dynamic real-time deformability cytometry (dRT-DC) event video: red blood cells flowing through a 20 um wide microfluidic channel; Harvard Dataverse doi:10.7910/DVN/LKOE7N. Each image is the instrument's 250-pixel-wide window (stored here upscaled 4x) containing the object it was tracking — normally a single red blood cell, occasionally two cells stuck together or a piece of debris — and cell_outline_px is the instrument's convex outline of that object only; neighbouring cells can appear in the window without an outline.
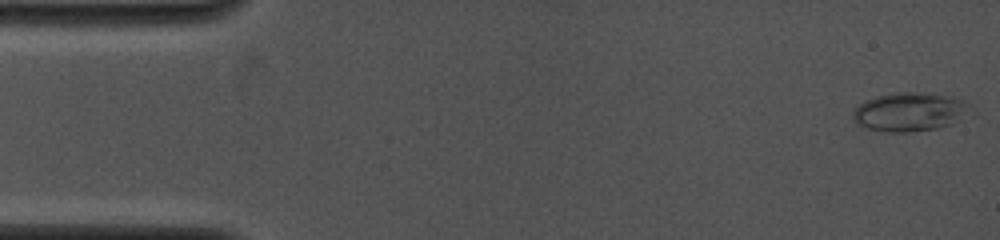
{"species": "common noctule bat (a hibernating species)", "species_latin": "Nyctalus noctula", "temperature_condition": "cold", "stored_images_in_passage": 10, "camera_frame_rate_fps": 4000, "um_per_image_px": 0.085, "animal": {"sex": "female", "body_mass_g": 19.0, "forearm_length_mm": 53.3}, "frame": {"image": 1, "passage_image": 1, "time_ms": 0.0, "image_size_px": [1000, 240], "cell_outline_px": [[968, 104], [948, 124], [936, 128], [908, 132], [888, 132], [868, 128], [860, 124], [852, 116], [852, 112], [864, 100], [876, 96], [896, 92], [932, 92], [952, 96]], "centroid_in_image_um": [77.17, 9.47], "position_along_channel_um": 7.8, "area_um2": 25.43}}